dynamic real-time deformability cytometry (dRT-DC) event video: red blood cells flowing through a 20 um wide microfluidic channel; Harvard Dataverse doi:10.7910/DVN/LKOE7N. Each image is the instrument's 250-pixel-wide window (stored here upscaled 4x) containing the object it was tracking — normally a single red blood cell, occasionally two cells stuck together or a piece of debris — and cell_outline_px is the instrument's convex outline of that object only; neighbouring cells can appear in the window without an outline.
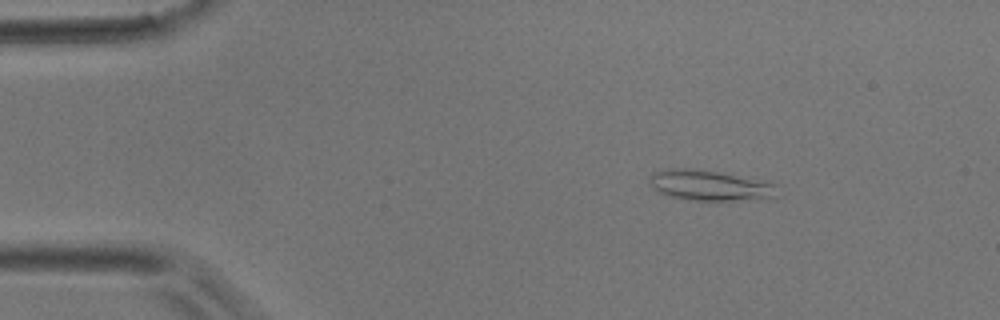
{"species": "common noctule bat (a hibernating species)", "species_latin": "Nyctalus noctula", "temperature_condition": "room temperature", "stored_images_in_passage": 4, "camera_frame_rate_fps": 3000, "um_per_image_px": 0.085, "animal": {"sex": "male", "body_mass_g": 17.9}, "frame": {"image": 1, "passage_image": 2, "time_ms": 0.333, "image_size_px": [1000, 320], "cell_outline_px": [[780, 196], [776, 200], [692, 200], [668, 196], [656, 192], [652, 188], [648, 180], [652, 172], [672, 168], [692, 168], [716, 172], [772, 184]], "centroid_in_image_um": [60.29, 15.79], "position_along_channel_um": 24.7, "area_um2": 22.66}}